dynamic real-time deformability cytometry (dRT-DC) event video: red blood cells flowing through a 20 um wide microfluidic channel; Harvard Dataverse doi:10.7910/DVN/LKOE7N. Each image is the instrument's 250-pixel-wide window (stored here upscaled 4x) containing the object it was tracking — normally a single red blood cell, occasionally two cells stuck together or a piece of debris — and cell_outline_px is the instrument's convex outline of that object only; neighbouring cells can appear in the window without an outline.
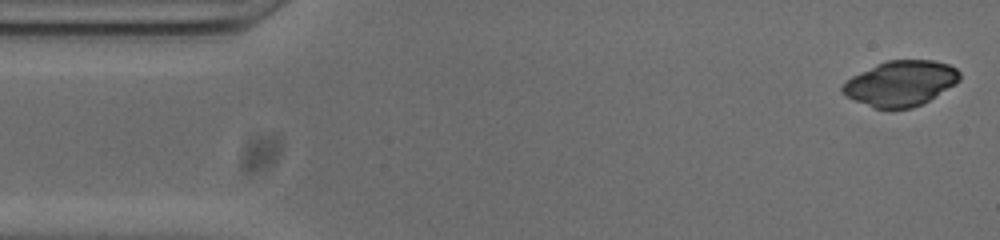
{"species": "common noctule bat (a hibernating species)", "species_latin": "Nyctalus noctula", "temperature_condition": "cold", "stored_images_in_passage": 51, "camera_frame_rate_fps": 3000, "um_per_image_px": 0.085, "animal": {"sex": "male", "body_mass_g": 20.0, "forearm_length_mm": 53.3}, "frame": {"image": 1, "passage_image": 1, "time_ms": 0.0, "image_size_px": [1000, 240], "cell_outline_px": [[960, 80], [956, 84], [928, 100], [912, 108], [872, 108], [844, 96], [840, 92], [840, 88], [852, 76], [876, 64], [888, 60], [932, 60], [948, 64], [956, 68], [960, 72]], "centroid_in_image_um": [76.53, 7.08], "position_along_channel_um": 8.5, "area_um2": 30.87}}